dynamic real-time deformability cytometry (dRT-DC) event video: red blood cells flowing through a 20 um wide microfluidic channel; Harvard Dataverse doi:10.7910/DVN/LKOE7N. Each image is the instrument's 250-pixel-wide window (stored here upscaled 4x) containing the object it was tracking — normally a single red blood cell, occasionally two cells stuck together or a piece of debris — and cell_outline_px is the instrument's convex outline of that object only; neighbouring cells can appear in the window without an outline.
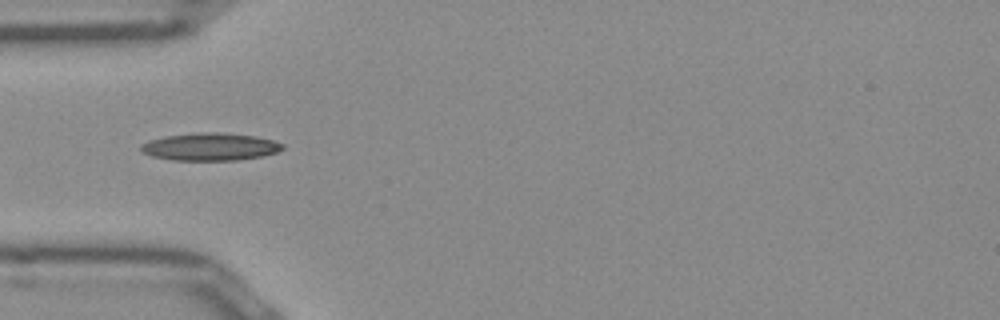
{"species": "Egyptian fruit bat (a non-hibernating species)", "species_latin": "Rousettus aegyptiacus", "temperature_condition": "room temperature", "stored_images_in_passage": 36, "camera_frame_rate_fps": 3000, "um_per_image_px": 0.085, "frame": {"image": 1, "passage_image": 1, "time_ms": 0.0, "image_size_px": [1000, 320], "cell_outline_px": [[284, 148], [276, 152], [260, 156], [236, 160], [172, 160], [152, 156], [144, 152], [140, 148], [140, 144], [148, 140], [164, 136], [204, 132], [220, 132], [256, 136], [272, 140], [284, 144]], "centroid_in_image_um": [17.84, 12.47], "position_along_channel_um": 67.2, "area_um2": 22.66}}
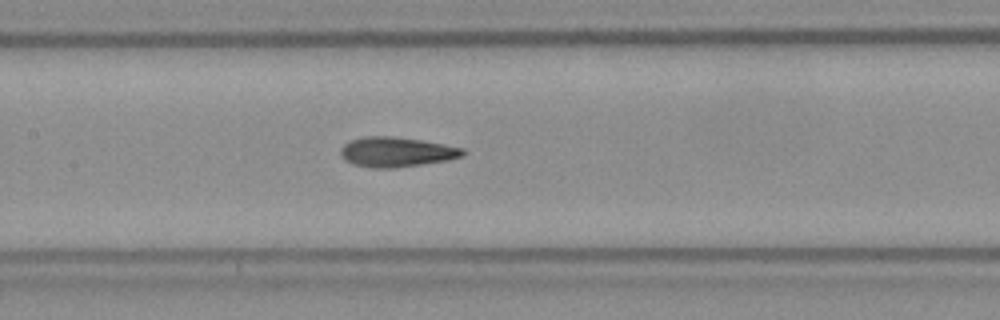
{"frame": {"image": 2, "passage_image": 9, "time_ms": 2.667, "image_size_px": [1000, 320], "cell_outline_px": [[464, 152], [460, 156], [448, 160], [392, 168], [372, 168], [356, 164], [348, 160], [340, 152], [340, 148], [348, 140], [364, 136], [392, 136], [420, 140], [444, 144], [464, 148]], "centroid_in_image_um": [33.68, 12.9], "position_along_channel_um": 173.7, "area_um2": 20.92}}
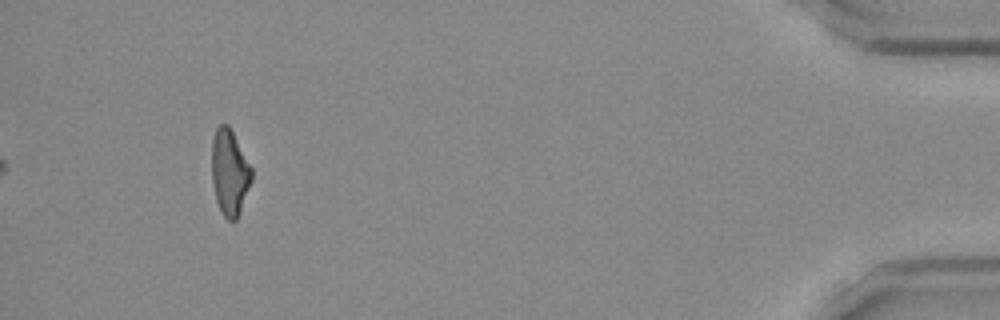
{"frame": {"image": 3, "passage_image": 33, "time_ms": 10.667, "image_size_px": [1000, 320], "cell_outline_px": [[252, 180], [240, 212], [236, 220], [228, 220], [224, 216], [216, 200], [212, 180], [212, 140], [216, 128], [220, 124], [228, 124], [252, 168]], "centroid_in_image_um": [19.52, 14.65], "position_along_channel_um": 415.7, "area_um2": 19.77}, "authors_computed_cell_mechanics": {"area_um2": 20.5479, "velocity_mm_per_s": 3.9511, "shape_relaxation_time_tau1_ms": 6.2644, "shape_relaxation_time_tau2_ms": 1.8849, "deformation_change_tau1": 0.1951, "deformation_change_tau2": 0.1123}}